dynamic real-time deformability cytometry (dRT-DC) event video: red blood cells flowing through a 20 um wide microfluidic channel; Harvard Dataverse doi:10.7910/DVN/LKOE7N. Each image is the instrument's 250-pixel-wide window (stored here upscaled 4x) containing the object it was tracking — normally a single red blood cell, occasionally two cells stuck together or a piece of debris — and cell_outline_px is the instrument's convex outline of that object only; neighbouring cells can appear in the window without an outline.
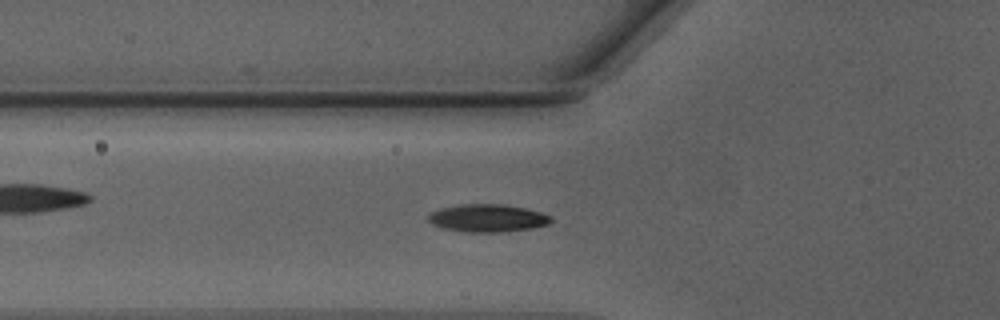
{"species": "Egyptian fruit bat (a non-hibernating species)", "species_latin": "Rousettus aegyptiacus", "temperature_condition": "warm", "stored_images_in_passage": 40, "camera_frame_rate_fps": 3000, "um_per_image_px": 0.085, "animal": {"sex": "male"}, "frame": {"image": 1, "passage_image": 8, "time_ms": 2.333, "image_size_px": [1000, 320], "cell_outline_px": [[552, 220], [548, 224], [532, 228], [500, 232], [464, 232], [444, 228], [432, 224], [428, 220], [428, 216], [432, 212], [440, 208], [464, 204], [504, 204], [524, 208], [540, 212], [552, 216]], "centroid_in_image_um": [41.45, 18.54], "position_along_channel_um": 84.4, "area_um2": 19.71}}
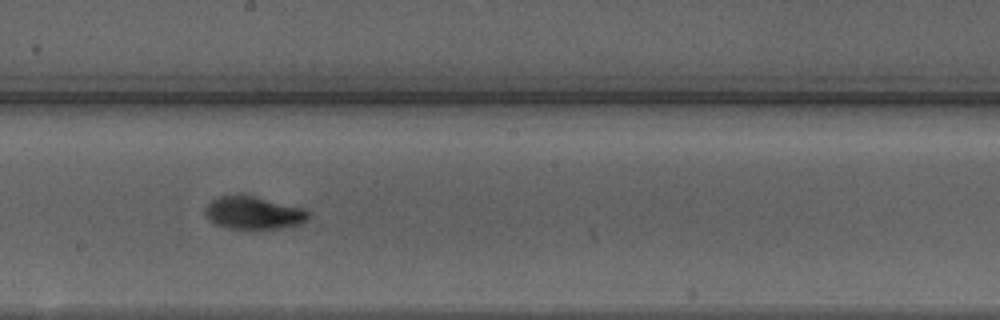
{"frame": {"image": 2, "passage_image": 18, "time_ms": 5.667, "image_size_px": [1000, 320], "cell_outline_px": [[308, 220], [300, 224], [276, 228], [224, 228], [216, 224], [204, 212], [204, 208], [212, 200], [220, 196], [240, 192], [304, 208], [308, 212]], "centroid_in_image_um": [21.53, 18.05], "position_along_channel_um": 226.7, "area_um2": 19.83}}
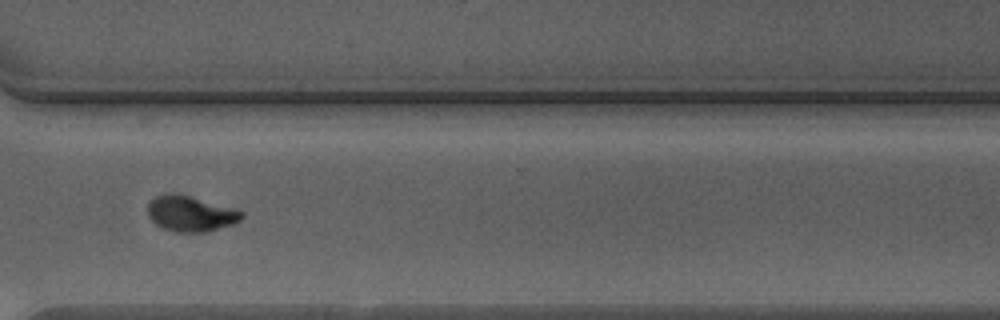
{"frame": {"image": 3, "passage_image": 27, "time_ms": 8.667, "image_size_px": [1000, 320], "cell_outline_px": [[244, 216], [236, 224], [208, 232], [176, 232], [164, 228], [156, 224], [148, 216], [148, 204], [156, 196], [188, 196], [236, 208], [244, 212]], "centroid_in_image_um": [16.29, 18.21], "position_along_channel_um": 354.3, "area_um2": 19.13}, "authors_computed_cell_mechanics": {"area_um2": 19.1607, "velocity_mm_per_s": 4.2612, "shape_relaxation_time_tau1_ms": 2.5371, "shape_relaxation_time_tau2_ms": 1.3712, "deformation_change_tau1": 0.1359, "deformation_change_tau2": 0.0447}}